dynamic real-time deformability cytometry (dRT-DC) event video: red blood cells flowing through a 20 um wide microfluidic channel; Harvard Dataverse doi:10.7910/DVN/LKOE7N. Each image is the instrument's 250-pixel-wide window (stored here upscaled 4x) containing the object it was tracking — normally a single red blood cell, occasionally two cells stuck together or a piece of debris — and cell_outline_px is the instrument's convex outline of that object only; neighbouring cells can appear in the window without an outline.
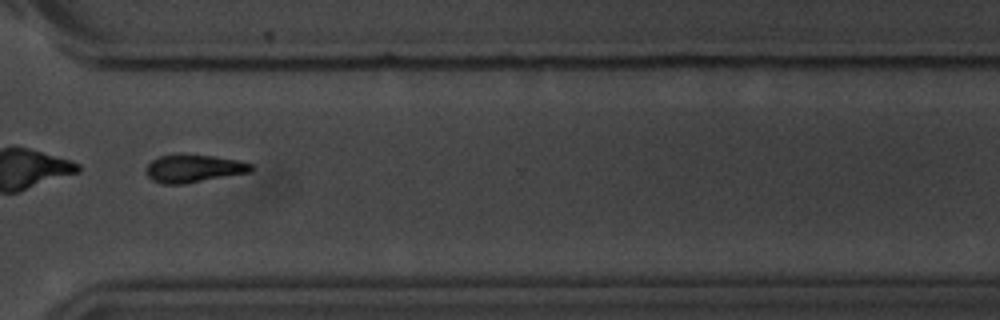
{"species": "common noctule bat (a hibernating species)", "species_latin": "Nyctalus noctula", "temperature_condition": "room temperature", "stored_images_in_passage": 44, "camera_frame_rate_fps": 3000, "um_per_image_px": 0.085, "animal": {"sex": "male", "body_mass_g": 20.1, "forearm_length_mm": 53.5}, "frame": {"image": 1, "passage_image": 31, "time_ms": 10.0, "image_size_px": [1000, 320], "cell_outline_px": [[256, 168], [252, 172], [184, 184], [160, 184], [152, 180], [148, 176], [148, 164], [152, 160], [160, 156], [212, 156], [236, 160], [252, 164]], "centroid_in_image_um": [16.52, 14.36], "position_along_channel_um": 354.1, "area_um2": 16.59}, "authors_computed_cell_mechanics": {"area_um2": 17.8313, "velocity_mm_per_s": 3.6889, "shape_relaxation_time_tau1_ms": 2.3059, "shape_relaxation_time_tau2_ms": null, "deformation_change_tau1": 0.1369, "deformation_change_tau2": null}}